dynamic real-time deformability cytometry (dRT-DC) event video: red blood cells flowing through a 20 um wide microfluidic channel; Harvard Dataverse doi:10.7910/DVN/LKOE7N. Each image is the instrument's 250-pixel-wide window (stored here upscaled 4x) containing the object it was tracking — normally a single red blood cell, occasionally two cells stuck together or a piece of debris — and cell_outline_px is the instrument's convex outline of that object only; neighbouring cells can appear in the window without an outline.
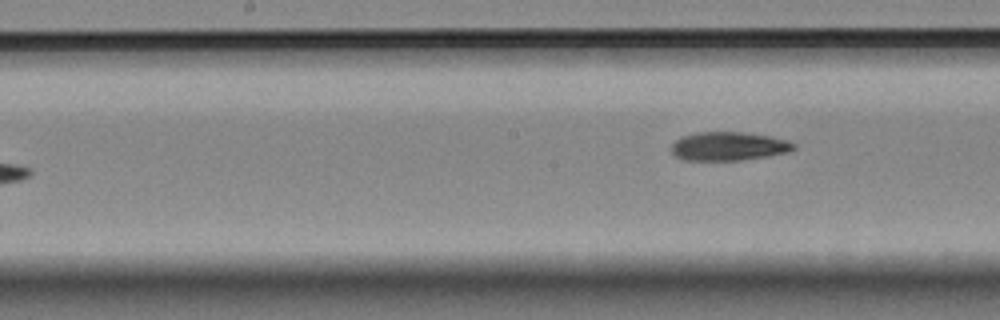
{"species": "Egyptian fruit bat (a non-hibernating species)", "species_latin": "Rousettus aegyptiacus", "temperature_condition": "room temperature", "stored_images_in_passage": 8, "segment_of_instrument_passage": [2, 2], "camera_frame_rate_fps": 3000, "um_per_image_px": 0.085, "animal": {"sex": "female"}, "frame": {"image": 1, "passage_image": 8, "time_ms": 8.667, "image_size_px": [1000, 320], "cell_outline_px": [[796, 148], [788, 152], [768, 156], [740, 160], [684, 160], [676, 156], [672, 152], [672, 144], [680, 136], [696, 132], [744, 132], [768, 136], [784, 140], [796, 144]], "centroid_in_image_um": [61.91, 12.43], "position_along_channel_um": 186.3, "area_um2": 20.35}}